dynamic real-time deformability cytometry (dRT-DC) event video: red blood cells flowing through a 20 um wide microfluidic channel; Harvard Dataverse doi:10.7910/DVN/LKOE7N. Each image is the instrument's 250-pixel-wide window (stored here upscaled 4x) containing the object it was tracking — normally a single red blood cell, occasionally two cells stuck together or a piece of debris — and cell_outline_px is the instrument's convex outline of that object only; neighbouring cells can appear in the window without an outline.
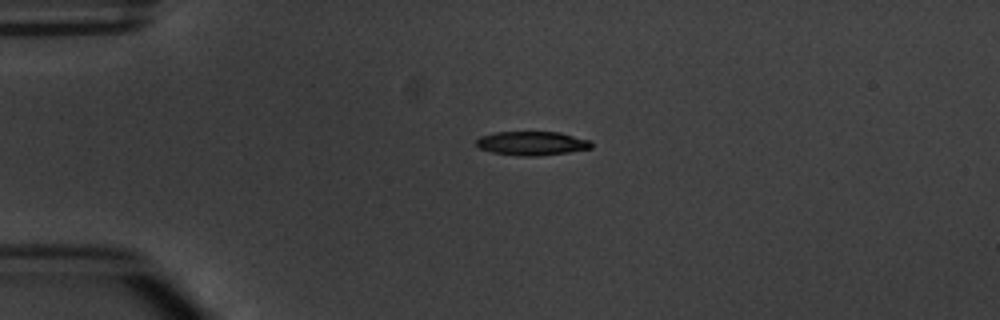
{"species": "common noctule bat (a hibernating species)", "species_latin": "Nyctalus noctula", "temperature_condition": "warm", "stored_images_in_passage": 9, "camera_frame_rate_fps": 3000, "um_per_image_px": 0.085, "animal": {"sex": "male", "body_mass_g": 20.1, "forearm_length_mm": 53.5}, "frame": {"image": 1, "passage_image": 4, "time_ms": 4.333, "image_size_px": [1000, 320], "cell_outline_px": [[592, 148], [568, 152], [536, 156], [520, 156], [492, 152], [480, 148], [476, 144], [476, 140], [480, 136], [496, 132], [560, 132], [588, 140], [592, 144]], "centroid_in_image_um": [45.19, 12.18], "position_along_channel_um": 39.8, "area_um2": 15.9}}
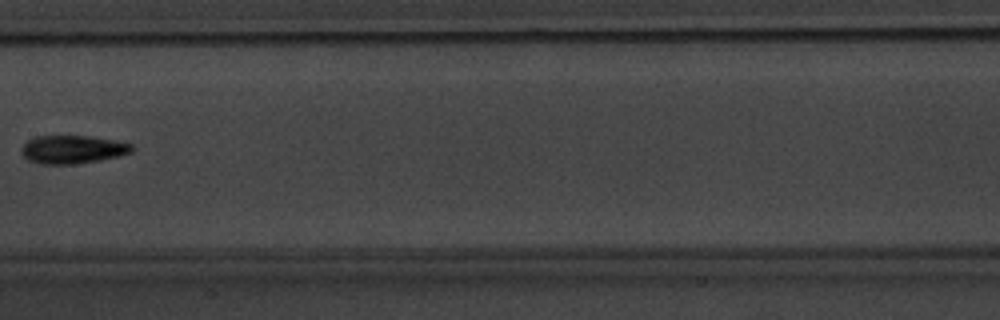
{"frame": {"image": 2, "passage_image": 8, "time_ms": 9.333, "image_size_px": [1000, 320], "cell_outline_px": [[132, 152], [120, 156], [100, 160], [72, 164], [40, 164], [28, 160], [20, 152], [20, 148], [28, 140], [36, 136], [88, 136], [112, 140], [132, 144]], "centroid_in_image_um": [6.14, 12.71], "position_along_channel_um": 201.3, "area_um2": 18.09}}